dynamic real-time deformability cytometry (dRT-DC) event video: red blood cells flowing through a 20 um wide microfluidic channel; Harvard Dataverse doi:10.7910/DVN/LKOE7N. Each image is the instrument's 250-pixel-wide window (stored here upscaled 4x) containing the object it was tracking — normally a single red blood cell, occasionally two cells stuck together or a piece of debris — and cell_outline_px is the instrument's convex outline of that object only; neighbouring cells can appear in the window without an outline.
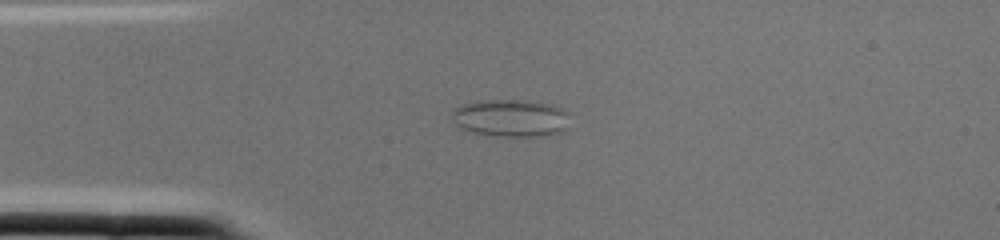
{"species": "common noctule bat (a hibernating species)", "species_latin": "Nyctalus noctula", "temperature_condition": "cold", "stored_images_in_passage": 1, "camera_frame_rate_fps": 3000, "um_per_image_px": 0.085, "animal": {"sex": "female", "body_mass_g": 22.0, "forearm_length_mm": 56.7}, "frame": {"image": 1, "passage_image": 1, "time_ms": 0.0, "image_size_px": [1000, 240], "cell_outline_px": [[568, 128], [564, 132], [548, 136], [500, 136], [472, 132], [460, 128], [452, 120], [452, 112], [456, 108], [464, 104], [476, 100], [524, 100], [548, 104], [560, 108], [568, 112]], "centroid_in_image_um": [43.44, 10.04], "position_along_channel_um": 41.6, "area_um2": 25.89}}